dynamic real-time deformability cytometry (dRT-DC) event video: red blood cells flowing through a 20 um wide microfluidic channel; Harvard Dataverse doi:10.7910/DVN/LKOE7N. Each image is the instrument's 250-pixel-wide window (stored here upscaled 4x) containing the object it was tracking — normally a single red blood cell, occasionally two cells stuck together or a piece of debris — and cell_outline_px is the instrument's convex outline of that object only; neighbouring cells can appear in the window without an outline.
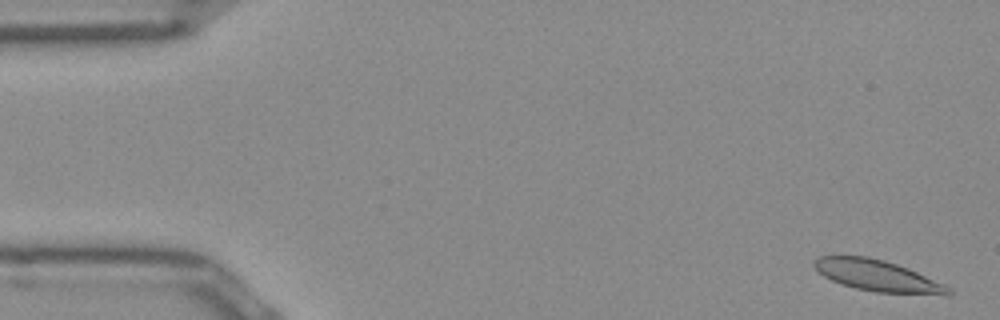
{"species": "Egyptian fruit bat (a non-hibernating species)", "species_latin": "Rousettus aegyptiacus", "temperature_condition": "room temperature", "stored_images_in_passage": 51, "camera_frame_rate_fps": 3000, "um_per_image_px": 0.085, "frame": {"image": 1, "passage_image": 2, "time_ms": 0.333, "image_size_px": [1000, 320], "cell_outline_px": [[952, 292], [948, 296], [876, 292], [856, 288], [840, 284], [824, 276], [812, 264], [812, 260], [820, 256], [868, 256], [884, 260], [908, 268], [944, 284], [952, 288]], "centroid_in_image_um": [74.63, 23.45], "position_along_channel_um": 10.4, "area_um2": 24.57}}
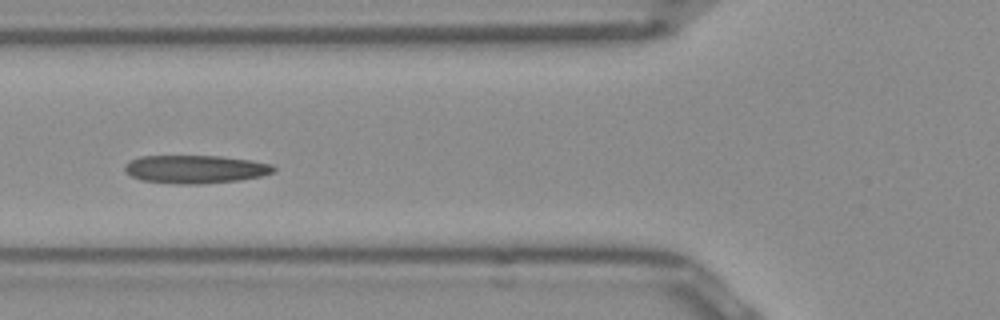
{"frame": {"image": 2, "passage_image": 19, "time_ms": 6.0, "image_size_px": [1000, 320], "cell_outline_px": [[276, 172], [260, 176], [240, 180], [200, 184], [176, 184], [140, 180], [124, 172], [124, 164], [128, 160], [140, 156], [220, 156], [252, 160], [272, 164], [276, 168]], "centroid_in_image_um": [16.59, 14.38], "position_along_channel_um": 109.2, "area_um2": 24.74}}
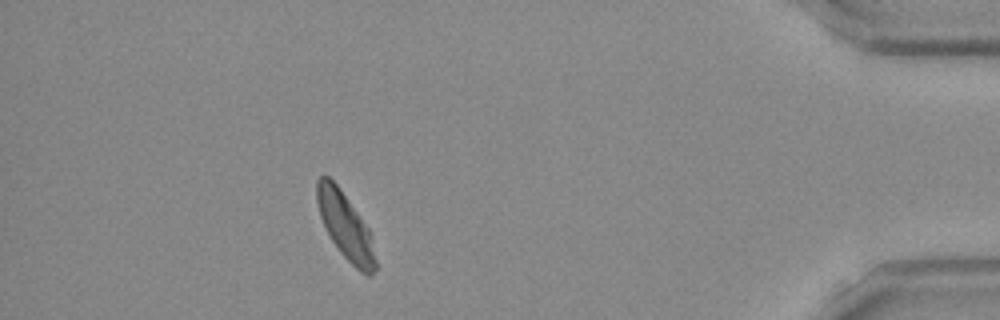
{"frame": {"image": 3, "passage_image": 46, "time_ms": 15.0, "image_size_px": [1000, 320], "cell_outline_px": [[376, 268], [372, 276], [368, 276], [360, 272], [340, 252], [332, 240], [320, 216], [316, 200], [316, 180], [324, 172], [340, 188], [368, 228], [372, 236], [376, 260]], "centroid_in_image_um": [29.36, 19.2], "position_along_channel_um": 405.8, "area_um2": 22.6}, "authors_computed_cell_mechanics": {"area_um2": 23.987, "velocity_mm_per_s": 3.9011, "shape_relaxation_time_tau1_ms": 2.9395, "shape_relaxation_time_tau2_ms": 1.4238, "deformation_change_tau1": 0.1338, "deformation_change_tau2": 0.0793}}